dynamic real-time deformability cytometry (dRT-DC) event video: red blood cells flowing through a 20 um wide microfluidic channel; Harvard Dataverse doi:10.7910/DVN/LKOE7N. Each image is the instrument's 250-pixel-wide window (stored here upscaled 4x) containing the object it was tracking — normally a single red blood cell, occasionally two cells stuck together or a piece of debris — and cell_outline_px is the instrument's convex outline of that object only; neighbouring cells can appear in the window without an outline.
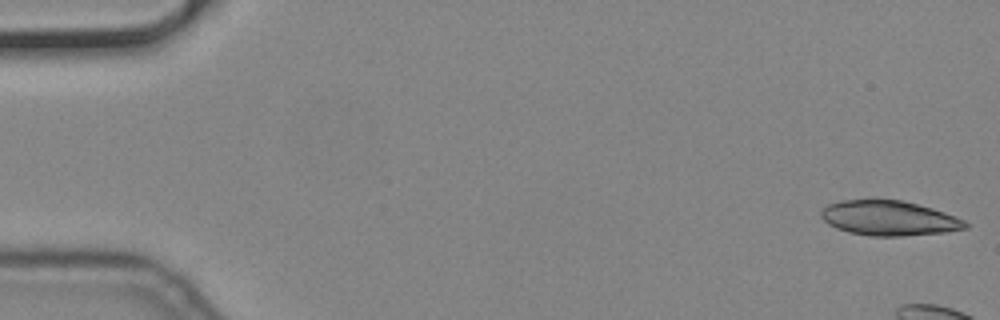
{"species": "common noctule bat (a hibernating species)", "species_latin": "Nyctalus noctula", "temperature_condition": "cold", "stored_images_in_passage": 11, "camera_frame_rate_fps": 3000, "um_per_image_px": 0.085, "animal": {"sex": "male", "body_mass_g": 19.2, "forearm_length_mm": 51.8}, "frame": {"image": 1, "passage_image": 1, "time_ms": 0.0, "image_size_px": [1000, 320], "cell_outline_px": [[968, 228], [944, 232], [904, 236], [872, 236], [848, 232], [836, 228], [828, 224], [820, 216], [820, 212], [828, 204], [840, 200], [868, 196], [876, 196], [900, 200], [932, 208], [944, 212], [964, 220], [968, 224]], "centroid_in_image_um": [75.5, 18.49], "position_along_channel_um": 9.5, "area_um2": 30.11}}
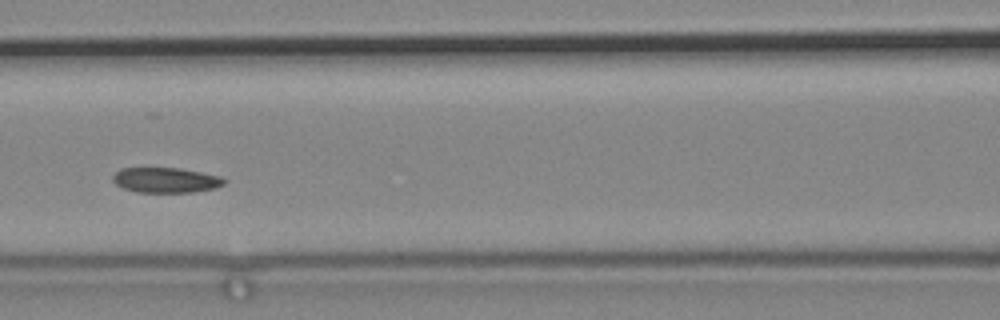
{"frame": {"image": 2, "passage_image": 8, "time_ms": 2.333, "image_size_px": [1000, 320], "cell_outline_px": [[224, 184], [216, 188], [192, 192], [136, 192], [120, 188], [112, 180], [112, 176], [120, 168], [180, 168], [220, 176], [224, 180]], "centroid_in_image_um": [14.04, 15.31], "position_along_channel_um": 152.6, "area_um2": 16.36}}
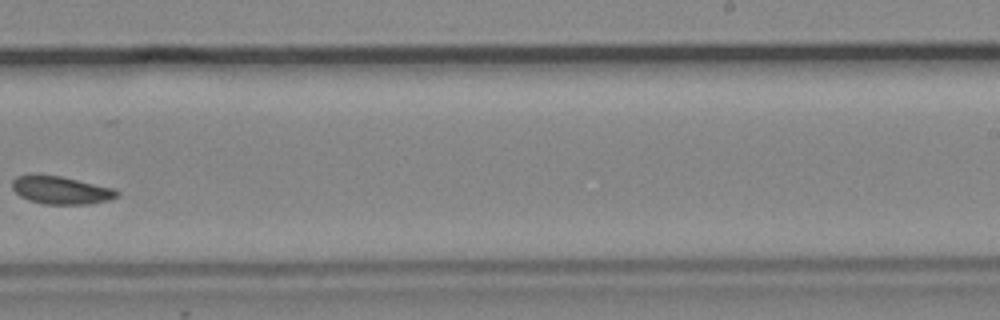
{"frame": {"image": 3, "passage_image": 11, "time_ms": 3.333, "image_size_px": [1000, 320], "cell_outline_px": [[120, 196], [112, 200], [92, 204], [44, 204], [28, 200], [20, 196], [12, 188], [12, 180], [16, 176], [32, 172], [60, 176], [116, 188], [120, 192]], "centroid_in_image_um": [5.2, 16.14], "position_along_channel_um": 283.8, "area_um2": 17.69}}